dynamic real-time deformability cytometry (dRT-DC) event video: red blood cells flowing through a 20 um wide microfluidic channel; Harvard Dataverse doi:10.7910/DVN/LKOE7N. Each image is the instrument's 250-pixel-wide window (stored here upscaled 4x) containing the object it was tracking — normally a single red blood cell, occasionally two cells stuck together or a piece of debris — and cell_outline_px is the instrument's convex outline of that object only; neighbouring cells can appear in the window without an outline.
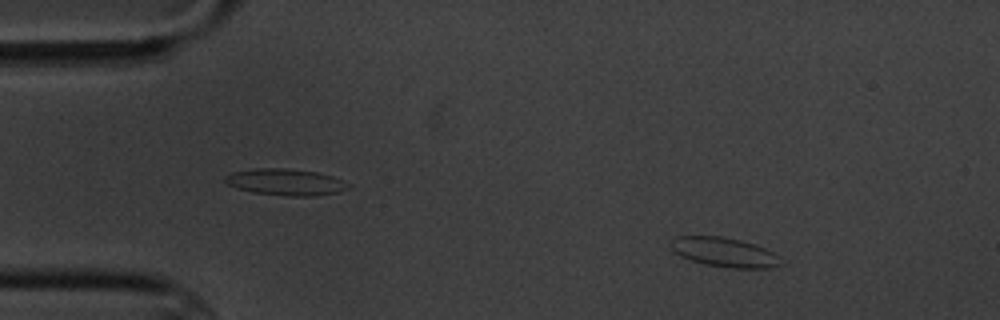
{"species": "common noctule bat (a hibernating species)", "species_latin": "Nyctalus noctula", "temperature_condition": "cold", "stored_images_in_passage": 4, "camera_frame_rate_fps": 3000, "um_per_image_px": 0.085, "animal": {"sex": "male", "body_mass_g": 20.1, "forearm_length_mm": 53.5}, "frame": {"image": 1, "passage_image": 2, "time_ms": 1.333, "image_size_px": [1000, 320], "cell_outline_px": [[788, 260], [784, 264], [772, 268], [732, 268], [704, 264], [680, 256], [672, 248], [672, 240], [676, 236], [724, 236], [756, 244]], "centroid_in_image_um": [61.68, 21.45], "position_along_channel_um": 23.3, "area_um2": 19.07}}
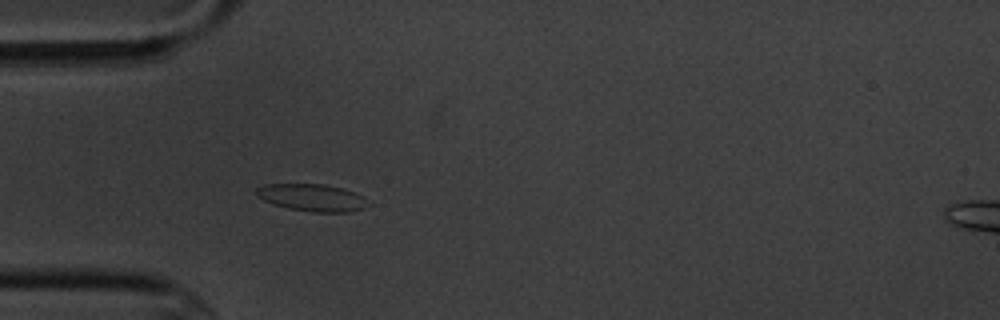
{"frame": {"image": 2, "passage_image": 4, "time_ms": 4.333, "image_size_px": [1000, 320], "cell_outline_px": [[372, 204], [364, 208], [348, 212], [312, 212], [288, 208], [272, 204], [256, 196], [256, 188], [264, 184], [324, 184], [344, 188], [360, 196]], "centroid_in_image_um": [26.51, 16.8], "position_along_channel_um": 58.5, "area_um2": 17.74}}